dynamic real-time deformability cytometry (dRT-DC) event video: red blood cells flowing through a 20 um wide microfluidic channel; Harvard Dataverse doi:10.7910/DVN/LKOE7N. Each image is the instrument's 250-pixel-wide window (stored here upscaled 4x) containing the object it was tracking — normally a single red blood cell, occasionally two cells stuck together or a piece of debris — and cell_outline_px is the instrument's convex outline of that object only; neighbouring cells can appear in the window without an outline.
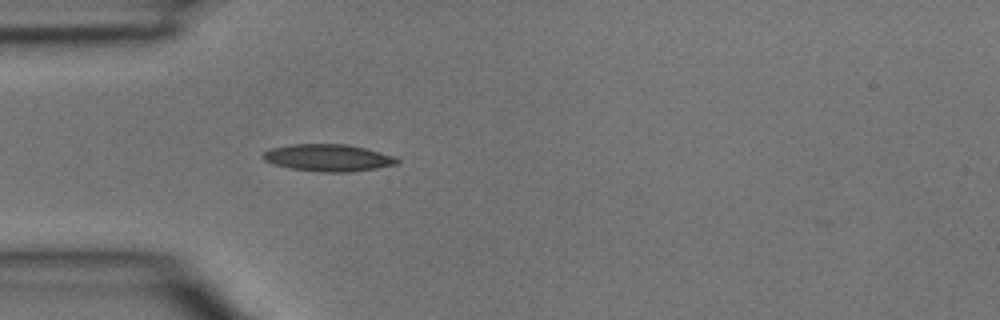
{"species": "common noctule bat (a hibernating species)", "species_latin": "Nyctalus noctula", "temperature_condition": "room temperature", "stored_images_in_passage": 31, "camera_frame_rate_fps": 3000, "um_per_image_px": 0.085, "animal": {"sex": "male", "body_mass_g": 15.6}, "frame": {"image": 1, "passage_image": 1, "time_ms": 0.0, "image_size_px": [1000, 320], "cell_outline_px": [[400, 164], [352, 172], [320, 172], [288, 168], [272, 164], [264, 160], [260, 156], [264, 152], [272, 148], [292, 144], [344, 144], [364, 148], [380, 152], [392, 156], [400, 160]], "centroid_in_image_um": [27.87, 13.42], "position_along_channel_um": 57.1, "area_um2": 21.21}}
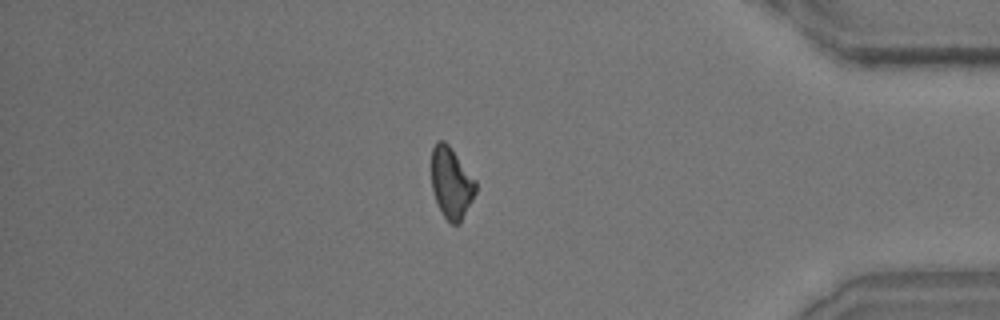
{"frame": {"image": 2, "passage_image": 26, "time_ms": 8.333, "image_size_px": [1000, 320], "cell_outline_px": [[476, 192], [460, 224], [452, 224], [444, 216], [436, 200], [432, 188], [432, 148], [436, 140], [444, 140], [448, 144], [476, 180]], "centroid_in_image_um": [38.37, 15.53], "position_along_channel_um": 396.8, "area_um2": 18.21}}